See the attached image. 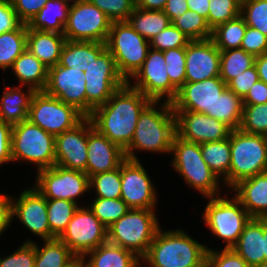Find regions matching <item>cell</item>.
Segmentation results:
<instances>
[{
	"mask_svg": "<svg viewBox=\"0 0 267 267\" xmlns=\"http://www.w3.org/2000/svg\"><path fill=\"white\" fill-rule=\"evenodd\" d=\"M167 0H136V7L145 10H163Z\"/></svg>",
	"mask_w": 267,
	"mask_h": 267,
	"instance_id": "cell-60",
	"label": "cell"
},
{
	"mask_svg": "<svg viewBox=\"0 0 267 267\" xmlns=\"http://www.w3.org/2000/svg\"><path fill=\"white\" fill-rule=\"evenodd\" d=\"M85 202L75 211L59 239L75 256H85L108 241L107 227L93 214Z\"/></svg>",
	"mask_w": 267,
	"mask_h": 267,
	"instance_id": "cell-15",
	"label": "cell"
},
{
	"mask_svg": "<svg viewBox=\"0 0 267 267\" xmlns=\"http://www.w3.org/2000/svg\"><path fill=\"white\" fill-rule=\"evenodd\" d=\"M264 256L265 267H267V218H263Z\"/></svg>",
	"mask_w": 267,
	"mask_h": 267,
	"instance_id": "cell-63",
	"label": "cell"
},
{
	"mask_svg": "<svg viewBox=\"0 0 267 267\" xmlns=\"http://www.w3.org/2000/svg\"><path fill=\"white\" fill-rule=\"evenodd\" d=\"M240 48L255 57L260 56L267 52V36L259 30L247 26Z\"/></svg>",
	"mask_w": 267,
	"mask_h": 267,
	"instance_id": "cell-51",
	"label": "cell"
},
{
	"mask_svg": "<svg viewBox=\"0 0 267 267\" xmlns=\"http://www.w3.org/2000/svg\"><path fill=\"white\" fill-rule=\"evenodd\" d=\"M70 5L63 0H48L44 7L27 24L29 29L63 34Z\"/></svg>",
	"mask_w": 267,
	"mask_h": 267,
	"instance_id": "cell-32",
	"label": "cell"
},
{
	"mask_svg": "<svg viewBox=\"0 0 267 267\" xmlns=\"http://www.w3.org/2000/svg\"><path fill=\"white\" fill-rule=\"evenodd\" d=\"M185 68V82L220 77V50L211 38L193 40L187 44Z\"/></svg>",
	"mask_w": 267,
	"mask_h": 267,
	"instance_id": "cell-23",
	"label": "cell"
},
{
	"mask_svg": "<svg viewBox=\"0 0 267 267\" xmlns=\"http://www.w3.org/2000/svg\"><path fill=\"white\" fill-rule=\"evenodd\" d=\"M203 160L211 171L229 191V170L231 164V146L229 137L221 141H211L200 144Z\"/></svg>",
	"mask_w": 267,
	"mask_h": 267,
	"instance_id": "cell-31",
	"label": "cell"
},
{
	"mask_svg": "<svg viewBox=\"0 0 267 267\" xmlns=\"http://www.w3.org/2000/svg\"><path fill=\"white\" fill-rule=\"evenodd\" d=\"M63 1L71 6V5H74V4H79V3L85 2L87 0H63Z\"/></svg>",
	"mask_w": 267,
	"mask_h": 267,
	"instance_id": "cell-64",
	"label": "cell"
},
{
	"mask_svg": "<svg viewBox=\"0 0 267 267\" xmlns=\"http://www.w3.org/2000/svg\"><path fill=\"white\" fill-rule=\"evenodd\" d=\"M240 16L247 26L267 36V0H249L241 5Z\"/></svg>",
	"mask_w": 267,
	"mask_h": 267,
	"instance_id": "cell-46",
	"label": "cell"
},
{
	"mask_svg": "<svg viewBox=\"0 0 267 267\" xmlns=\"http://www.w3.org/2000/svg\"><path fill=\"white\" fill-rule=\"evenodd\" d=\"M205 199L207 203L200 218L206 225V230L210 231L211 236L224 242L222 248H232L252 217L230 191L224 192V195Z\"/></svg>",
	"mask_w": 267,
	"mask_h": 267,
	"instance_id": "cell-5",
	"label": "cell"
},
{
	"mask_svg": "<svg viewBox=\"0 0 267 267\" xmlns=\"http://www.w3.org/2000/svg\"><path fill=\"white\" fill-rule=\"evenodd\" d=\"M151 102L142 92L126 83L89 116L93 127L125 150L131 143L138 118Z\"/></svg>",
	"mask_w": 267,
	"mask_h": 267,
	"instance_id": "cell-1",
	"label": "cell"
},
{
	"mask_svg": "<svg viewBox=\"0 0 267 267\" xmlns=\"http://www.w3.org/2000/svg\"><path fill=\"white\" fill-rule=\"evenodd\" d=\"M176 135L194 143L221 141L229 137L231 129L221 121L203 113L174 111Z\"/></svg>",
	"mask_w": 267,
	"mask_h": 267,
	"instance_id": "cell-20",
	"label": "cell"
},
{
	"mask_svg": "<svg viewBox=\"0 0 267 267\" xmlns=\"http://www.w3.org/2000/svg\"><path fill=\"white\" fill-rule=\"evenodd\" d=\"M48 0H11L14 11L19 20L28 24L44 7Z\"/></svg>",
	"mask_w": 267,
	"mask_h": 267,
	"instance_id": "cell-53",
	"label": "cell"
},
{
	"mask_svg": "<svg viewBox=\"0 0 267 267\" xmlns=\"http://www.w3.org/2000/svg\"><path fill=\"white\" fill-rule=\"evenodd\" d=\"M112 22L127 21L136 7V0H88Z\"/></svg>",
	"mask_w": 267,
	"mask_h": 267,
	"instance_id": "cell-47",
	"label": "cell"
},
{
	"mask_svg": "<svg viewBox=\"0 0 267 267\" xmlns=\"http://www.w3.org/2000/svg\"><path fill=\"white\" fill-rule=\"evenodd\" d=\"M87 117L74 128L55 137V165L86 173Z\"/></svg>",
	"mask_w": 267,
	"mask_h": 267,
	"instance_id": "cell-22",
	"label": "cell"
},
{
	"mask_svg": "<svg viewBox=\"0 0 267 267\" xmlns=\"http://www.w3.org/2000/svg\"><path fill=\"white\" fill-rule=\"evenodd\" d=\"M87 149L88 177L115 170L126 159L124 150L94 128L89 117H87Z\"/></svg>",
	"mask_w": 267,
	"mask_h": 267,
	"instance_id": "cell-21",
	"label": "cell"
},
{
	"mask_svg": "<svg viewBox=\"0 0 267 267\" xmlns=\"http://www.w3.org/2000/svg\"><path fill=\"white\" fill-rule=\"evenodd\" d=\"M21 24L11 2H0V34L16 30Z\"/></svg>",
	"mask_w": 267,
	"mask_h": 267,
	"instance_id": "cell-55",
	"label": "cell"
},
{
	"mask_svg": "<svg viewBox=\"0 0 267 267\" xmlns=\"http://www.w3.org/2000/svg\"><path fill=\"white\" fill-rule=\"evenodd\" d=\"M106 48V43L66 40L61 51L59 65L84 72Z\"/></svg>",
	"mask_w": 267,
	"mask_h": 267,
	"instance_id": "cell-30",
	"label": "cell"
},
{
	"mask_svg": "<svg viewBox=\"0 0 267 267\" xmlns=\"http://www.w3.org/2000/svg\"><path fill=\"white\" fill-rule=\"evenodd\" d=\"M246 30L244 19L238 16L214 28L211 39L220 51L238 49L241 47Z\"/></svg>",
	"mask_w": 267,
	"mask_h": 267,
	"instance_id": "cell-37",
	"label": "cell"
},
{
	"mask_svg": "<svg viewBox=\"0 0 267 267\" xmlns=\"http://www.w3.org/2000/svg\"><path fill=\"white\" fill-rule=\"evenodd\" d=\"M163 56L170 82L179 89L185 83L186 78V47L163 51Z\"/></svg>",
	"mask_w": 267,
	"mask_h": 267,
	"instance_id": "cell-45",
	"label": "cell"
},
{
	"mask_svg": "<svg viewBox=\"0 0 267 267\" xmlns=\"http://www.w3.org/2000/svg\"><path fill=\"white\" fill-rule=\"evenodd\" d=\"M26 187L18 194L19 197L10 196L11 224L14 220L19 221L20 226L41 241L55 239L50 232L47 199L34 186Z\"/></svg>",
	"mask_w": 267,
	"mask_h": 267,
	"instance_id": "cell-14",
	"label": "cell"
},
{
	"mask_svg": "<svg viewBox=\"0 0 267 267\" xmlns=\"http://www.w3.org/2000/svg\"><path fill=\"white\" fill-rule=\"evenodd\" d=\"M79 205L64 199H47V215L50 232L59 238L66 230Z\"/></svg>",
	"mask_w": 267,
	"mask_h": 267,
	"instance_id": "cell-39",
	"label": "cell"
},
{
	"mask_svg": "<svg viewBox=\"0 0 267 267\" xmlns=\"http://www.w3.org/2000/svg\"><path fill=\"white\" fill-rule=\"evenodd\" d=\"M240 5H242L243 3L249 1V0H236Z\"/></svg>",
	"mask_w": 267,
	"mask_h": 267,
	"instance_id": "cell-65",
	"label": "cell"
},
{
	"mask_svg": "<svg viewBox=\"0 0 267 267\" xmlns=\"http://www.w3.org/2000/svg\"><path fill=\"white\" fill-rule=\"evenodd\" d=\"M170 155L172 171L183 179L189 189H194L203 196L202 198L220 196L224 194L223 191H227L203 160L200 144L175 135Z\"/></svg>",
	"mask_w": 267,
	"mask_h": 267,
	"instance_id": "cell-4",
	"label": "cell"
},
{
	"mask_svg": "<svg viewBox=\"0 0 267 267\" xmlns=\"http://www.w3.org/2000/svg\"><path fill=\"white\" fill-rule=\"evenodd\" d=\"M187 5L189 7V10L196 12L207 20L210 8L209 0H187Z\"/></svg>",
	"mask_w": 267,
	"mask_h": 267,
	"instance_id": "cell-59",
	"label": "cell"
},
{
	"mask_svg": "<svg viewBox=\"0 0 267 267\" xmlns=\"http://www.w3.org/2000/svg\"><path fill=\"white\" fill-rule=\"evenodd\" d=\"M243 105H255L267 103V84L258 80L242 99Z\"/></svg>",
	"mask_w": 267,
	"mask_h": 267,
	"instance_id": "cell-56",
	"label": "cell"
},
{
	"mask_svg": "<svg viewBox=\"0 0 267 267\" xmlns=\"http://www.w3.org/2000/svg\"><path fill=\"white\" fill-rule=\"evenodd\" d=\"M63 267H86L84 256H74Z\"/></svg>",
	"mask_w": 267,
	"mask_h": 267,
	"instance_id": "cell-62",
	"label": "cell"
},
{
	"mask_svg": "<svg viewBox=\"0 0 267 267\" xmlns=\"http://www.w3.org/2000/svg\"><path fill=\"white\" fill-rule=\"evenodd\" d=\"M175 135L176 118L172 104L151 101L139 115L134 137L124 150L125 157L141 160L137 152L169 156Z\"/></svg>",
	"mask_w": 267,
	"mask_h": 267,
	"instance_id": "cell-2",
	"label": "cell"
},
{
	"mask_svg": "<svg viewBox=\"0 0 267 267\" xmlns=\"http://www.w3.org/2000/svg\"><path fill=\"white\" fill-rule=\"evenodd\" d=\"M172 24L185 34L190 41L206 40L212 37V30L207 20L191 10L174 19Z\"/></svg>",
	"mask_w": 267,
	"mask_h": 267,
	"instance_id": "cell-42",
	"label": "cell"
},
{
	"mask_svg": "<svg viewBox=\"0 0 267 267\" xmlns=\"http://www.w3.org/2000/svg\"><path fill=\"white\" fill-rule=\"evenodd\" d=\"M184 230L160 227L141 258V267H204L208 245Z\"/></svg>",
	"mask_w": 267,
	"mask_h": 267,
	"instance_id": "cell-3",
	"label": "cell"
},
{
	"mask_svg": "<svg viewBox=\"0 0 267 267\" xmlns=\"http://www.w3.org/2000/svg\"><path fill=\"white\" fill-rule=\"evenodd\" d=\"M27 49V24L22 23L16 30L0 34V68L7 72Z\"/></svg>",
	"mask_w": 267,
	"mask_h": 267,
	"instance_id": "cell-35",
	"label": "cell"
},
{
	"mask_svg": "<svg viewBox=\"0 0 267 267\" xmlns=\"http://www.w3.org/2000/svg\"><path fill=\"white\" fill-rule=\"evenodd\" d=\"M85 116L45 91H36L32 97L28 120L53 136L74 128Z\"/></svg>",
	"mask_w": 267,
	"mask_h": 267,
	"instance_id": "cell-11",
	"label": "cell"
},
{
	"mask_svg": "<svg viewBox=\"0 0 267 267\" xmlns=\"http://www.w3.org/2000/svg\"><path fill=\"white\" fill-rule=\"evenodd\" d=\"M3 80L5 86L0 96V119L11 125L28 120L30 103L36 91L28 86H9L5 78Z\"/></svg>",
	"mask_w": 267,
	"mask_h": 267,
	"instance_id": "cell-25",
	"label": "cell"
},
{
	"mask_svg": "<svg viewBox=\"0 0 267 267\" xmlns=\"http://www.w3.org/2000/svg\"><path fill=\"white\" fill-rule=\"evenodd\" d=\"M226 88L227 84L220 77L185 82L171 102L173 111H193L213 118L214 103Z\"/></svg>",
	"mask_w": 267,
	"mask_h": 267,
	"instance_id": "cell-18",
	"label": "cell"
},
{
	"mask_svg": "<svg viewBox=\"0 0 267 267\" xmlns=\"http://www.w3.org/2000/svg\"><path fill=\"white\" fill-rule=\"evenodd\" d=\"M65 41L64 34L33 30L27 27V49L48 69L59 64Z\"/></svg>",
	"mask_w": 267,
	"mask_h": 267,
	"instance_id": "cell-27",
	"label": "cell"
},
{
	"mask_svg": "<svg viewBox=\"0 0 267 267\" xmlns=\"http://www.w3.org/2000/svg\"><path fill=\"white\" fill-rule=\"evenodd\" d=\"M241 131L267 136V103L243 105Z\"/></svg>",
	"mask_w": 267,
	"mask_h": 267,
	"instance_id": "cell-43",
	"label": "cell"
},
{
	"mask_svg": "<svg viewBox=\"0 0 267 267\" xmlns=\"http://www.w3.org/2000/svg\"><path fill=\"white\" fill-rule=\"evenodd\" d=\"M119 73L128 81L144 63L150 42L135 31L127 21L112 22L106 41Z\"/></svg>",
	"mask_w": 267,
	"mask_h": 267,
	"instance_id": "cell-9",
	"label": "cell"
},
{
	"mask_svg": "<svg viewBox=\"0 0 267 267\" xmlns=\"http://www.w3.org/2000/svg\"><path fill=\"white\" fill-rule=\"evenodd\" d=\"M86 267H141V258L119 245L105 242L88 252Z\"/></svg>",
	"mask_w": 267,
	"mask_h": 267,
	"instance_id": "cell-29",
	"label": "cell"
},
{
	"mask_svg": "<svg viewBox=\"0 0 267 267\" xmlns=\"http://www.w3.org/2000/svg\"><path fill=\"white\" fill-rule=\"evenodd\" d=\"M89 192L92 197L121 198V165L115 170L97 173L89 177ZM92 192L94 193L92 194Z\"/></svg>",
	"mask_w": 267,
	"mask_h": 267,
	"instance_id": "cell-40",
	"label": "cell"
},
{
	"mask_svg": "<svg viewBox=\"0 0 267 267\" xmlns=\"http://www.w3.org/2000/svg\"><path fill=\"white\" fill-rule=\"evenodd\" d=\"M255 67L259 75V80L267 84V52L256 57Z\"/></svg>",
	"mask_w": 267,
	"mask_h": 267,
	"instance_id": "cell-61",
	"label": "cell"
},
{
	"mask_svg": "<svg viewBox=\"0 0 267 267\" xmlns=\"http://www.w3.org/2000/svg\"><path fill=\"white\" fill-rule=\"evenodd\" d=\"M142 164L141 160L127 158L122 162L121 199L130 209H157L160 195Z\"/></svg>",
	"mask_w": 267,
	"mask_h": 267,
	"instance_id": "cell-17",
	"label": "cell"
},
{
	"mask_svg": "<svg viewBox=\"0 0 267 267\" xmlns=\"http://www.w3.org/2000/svg\"><path fill=\"white\" fill-rule=\"evenodd\" d=\"M10 196L11 194L7 192H0V238L12 226L10 217Z\"/></svg>",
	"mask_w": 267,
	"mask_h": 267,
	"instance_id": "cell-57",
	"label": "cell"
},
{
	"mask_svg": "<svg viewBox=\"0 0 267 267\" xmlns=\"http://www.w3.org/2000/svg\"><path fill=\"white\" fill-rule=\"evenodd\" d=\"M229 190L241 180L267 172V136L231 130Z\"/></svg>",
	"mask_w": 267,
	"mask_h": 267,
	"instance_id": "cell-7",
	"label": "cell"
},
{
	"mask_svg": "<svg viewBox=\"0 0 267 267\" xmlns=\"http://www.w3.org/2000/svg\"><path fill=\"white\" fill-rule=\"evenodd\" d=\"M86 93V117L105 104L113 93L127 81L119 73L115 59L106 48L84 71Z\"/></svg>",
	"mask_w": 267,
	"mask_h": 267,
	"instance_id": "cell-10",
	"label": "cell"
},
{
	"mask_svg": "<svg viewBox=\"0 0 267 267\" xmlns=\"http://www.w3.org/2000/svg\"><path fill=\"white\" fill-rule=\"evenodd\" d=\"M127 22L147 41L172 24L163 10H145L135 7Z\"/></svg>",
	"mask_w": 267,
	"mask_h": 267,
	"instance_id": "cell-34",
	"label": "cell"
},
{
	"mask_svg": "<svg viewBox=\"0 0 267 267\" xmlns=\"http://www.w3.org/2000/svg\"><path fill=\"white\" fill-rule=\"evenodd\" d=\"M85 75L81 70L59 64L48 69L45 92L75 107L86 117Z\"/></svg>",
	"mask_w": 267,
	"mask_h": 267,
	"instance_id": "cell-19",
	"label": "cell"
},
{
	"mask_svg": "<svg viewBox=\"0 0 267 267\" xmlns=\"http://www.w3.org/2000/svg\"><path fill=\"white\" fill-rule=\"evenodd\" d=\"M207 23L211 30L240 16L241 5L236 0H209Z\"/></svg>",
	"mask_w": 267,
	"mask_h": 267,
	"instance_id": "cell-44",
	"label": "cell"
},
{
	"mask_svg": "<svg viewBox=\"0 0 267 267\" xmlns=\"http://www.w3.org/2000/svg\"><path fill=\"white\" fill-rule=\"evenodd\" d=\"M12 161L29 163L36 172L55 165V136L29 120L13 125Z\"/></svg>",
	"mask_w": 267,
	"mask_h": 267,
	"instance_id": "cell-8",
	"label": "cell"
},
{
	"mask_svg": "<svg viewBox=\"0 0 267 267\" xmlns=\"http://www.w3.org/2000/svg\"><path fill=\"white\" fill-rule=\"evenodd\" d=\"M6 255V256H5ZM0 254V267H35V245L22 243L14 252Z\"/></svg>",
	"mask_w": 267,
	"mask_h": 267,
	"instance_id": "cell-50",
	"label": "cell"
},
{
	"mask_svg": "<svg viewBox=\"0 0 267 267\" xmlns=\"http://www.w3.org/2000/svg\"><path fill=\"white\" fill-rule=\"evenodd\" d=\"M189 10L187 0H167L163 12L169 17L172 22L177 17L182 16Z\"/></svg>",
	"mask_w": 267,
	"mask_h": 267,
	"instance_id": "cell-58",
	"label": "cell"
},
{
	"mask_svg": "<svg viewBox=\"0 0 267 267\" xmlns=\"http://www.w3.org/2000/svg\"><path fill=\"white\" fill-rule=\"evenodd\" d=\"M232 249L250 267H265L263 218H251Z\"/></svg>",
	"mask_w": 267,
	"mask_h": 267,
	"instance_id": "cell-26",
	"label": "cell"
},
{
	"mask_svg": "<svg viewBox=\"0 0 267 267\" xmlns=\"http://www.w3.org/2000/svg\"><path fill=\"white\" fill-rule=\"evenodd\" d=\"M259 80L255 65L245 70L227 83V88L232 90L238 97L243 99L250 88Z\"/></svg>",
	"mask_w": 267,
	"mask_h": 267,
	"instance_id": "cell-52",
	"label": "cell"
},
{
	"mask_svg": "<svg viewBox=\"0 0 267 267\" xmlns=\"http://www.w3.org/2000/svg\"><path fill=\"white\" fill-rule=\"evenodd\" d=\"M0 2H11V0H0Z\"/></svg>",
	"mask_w": 267,
	"mask_h": 267,
	"instance_id": "cell-66",
	"label": "cell"
},
{
	"mask_svg": "<svg viewBox=\"0 0 267 267\" xmlns=\"http://www.w3.org/2000/svg\"><path fill=\"white\" fill-rule=\"evenodd\" d=\"M229 191L252 218H267V172L241 180Z\"/></svg>",
	"mask_w": 267,
	"mask_h": 267,
	"instance_id": "cell-24",
	"label": "cell"
},
{
	"mask_svg": "<svg viewBox=\"0 0 267 267\" xmlns=\"http://www.w3.org/2000/svg\"><path fill=\"white\" fill-rule=\"evenodd\" d=\"M18 85L44 91L48 82V68L28 49L18 56L9 69Z\"/></svg>",
	"mask_w": 267,
	"mask_h": 267,
	"instance_id": "cell-28",
	"label": "cell"
},
{
	"mask_svg": "<svg viewBox=\"0 0 267 267\" xmlns=\"http://www.w3.org/2000/svg\"><path fill=\"white\" fill-rule=\"evenodd\" d=\"M46 199H64L84 206L79 200L89 192V177L85 172L58 165L36 172L32 184Z\"/></svg>",
	"mask_w": 267,
	"mask_h": 267,
	"instance_id": "cell-12",
	"label": "cell"
},
{
	"mask_svg": "<svg viewBox=\"0 0 267 267\" xmlns=\"http://www.w3.org/2000/svg\"><path fill=\"white\" fill-rule=\"evenodd\" d=\"M112 21L88 0L70 6L64 36L69 41L106 43Z\"/></svg>",
	"mask_w": 267,
	"mask_h": 267,
	"instance_id": "cell-16",
	"label": "cell"
},
{
	"mask_svg": "<svg viewBox=\"0 0 267 267\" xmlns=\"http://www.w3.org/2000/svg\"><path fill=\"white\" fill-rule=\"evenodd\" d=\"M40 242L43 246L31 236L24 241L35 245V267H63L75 256L59 238Z\"/></svg>",
	"mask_w": 267,
	"mask_h": 267,
	"instance_id": "cell-33",
	"label": "cell"
},
{
	"mask_svg": "<svg viewBox=\"0 0 267 267\" xmlns=\"http://www.w3.org/2000/svg\"><path fill=\"white\" fill-rule=\"evenodd\" d=\"M149 42L150 48L163 52L172 48L186 47L190 39L171 24Z\"/></svg>",
	"mask_w": 267,
	"mask_h": 267,
	"instance_id": "cell-48",
	"label": "cell"
},
{
	"mask_svg": "<svg viewBox=\"0 0 267 267\" xmlns=\"http://www.w3.org/2000/svg\"><path fill=\"white\" fill-rule=\"evenodd\" d=\"M207 250L204 267H250L232 248Z\"/></svg>",
	"mask_w": 267,
	"mask_h": 267,
	"instance_id": "cell-49",
	"label": "cell"
},
{
	"mask_svg": "<svg viewBox=\"0 0 267 267\" xmlns=\"http://www.w3.org/2000/svg\"><path fill=\"white\" fill-rule=\"evenodd\" d=\"M158 209H129L107 228L108 242L134 252L142 258L161 227Z\"/></svg>",
	"mask_w": 267,
	"mask_h": 267,
	"instance_id": "cell-6",
	"label": "cell"
},
{
	"mask_svg": "<svg viewBox=\"0 0 267 267\" xmlns=\"http://www.w3.org/2000/svg\"><path fill=\"white\" fill-rule=\"evenodd\" d=\"M243 113V101L226 88L214 103L213 118L226 124L231 130L239 129Z\"/></svg>",
	"mask_w": 267,
	"mask_h": 267,
	"instance_id": "cell-36",
	"label": "cell"
},
{
	"mask_svg": "<svg viewBox=\"0 0 267 267\" xmlns=\"http://www.w3.org/2000/svg\"><path fill=\"white\" fill-rule=\"evenodd\" d=\"M12 128L13 125L0 119V167L13 163L11 148Z\"/></svg>",
	"mask_w": 267,
	"mask_h": 267,
	"instance_id": "cell-54",
	"label": "cell"
},
{
	"mask_svg": "<svg viewBox=\"0 0 267 267\" xmlns=\"http://www.w3.org/2000/svg\"><path fill=\"white\" fill-rule=\"evenodd\" d=\"M256 57L241 48L220 51V78L227 84L255 65Z\"/></svg>",
	"mask_w": 267,
	"mask_h": 267,
	"instance_id": "cell-38",
	"label": "cell"
},
{
	"mask_svg": "<svg viewBox=\"0 0 267 267\" xmlns=\"http://www.w3.org/2000/svg\"><path fill=\"white\" fill-rule=\"evenodd\" d=\"M163 52L150 48L142 66L127 81L151 101L171 103L178 89L170 82Z\"/></svg>",
	"mask_w": 267,
	"mask_h": 267,
	"instance_id": "cell-13",
	"label": "cell"
},
{
	"mask_svg": "<svg viewBox=\"0 0 267 267\" xmlns=\"http://www.w3.org/2000/svg\"><path fill=\"white\" fill-rule=\"evenodd\" d=\"M91 201L88 203V201ZM86 204L99 221L107 228L119 220L128 211L129 207L121 199H105L92 197L86 201Z\"/></svg>",
	"mask_w": 267,
	"mask_h": 267,
	"instance_id": "cell-41",
	"label": "cell"
}]
</instances>
